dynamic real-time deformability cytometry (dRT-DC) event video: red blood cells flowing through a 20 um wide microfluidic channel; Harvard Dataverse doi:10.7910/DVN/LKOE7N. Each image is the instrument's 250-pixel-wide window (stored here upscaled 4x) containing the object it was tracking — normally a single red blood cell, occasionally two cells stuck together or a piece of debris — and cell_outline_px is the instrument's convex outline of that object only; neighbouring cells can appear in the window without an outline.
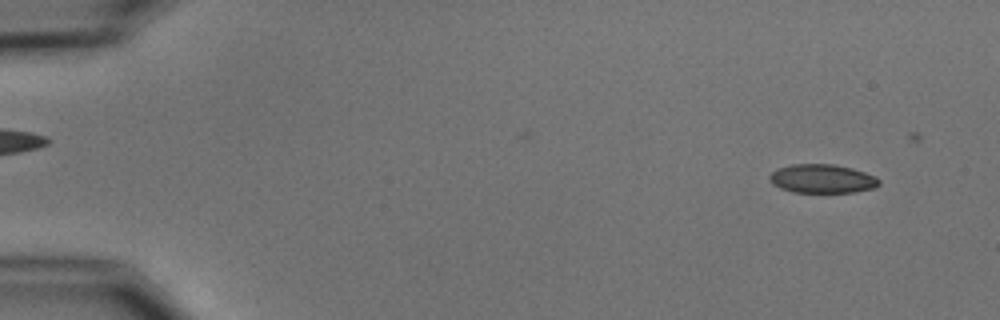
{"species": "common noctule bat (a hibernating species)", "species_latin": "Nyctalus noctula", "temperature_condition": "cold", "stored_images_in_passage": 4, "camera_frame_rate_fps": 3000, "um_per_image_px": 0.085, "animal": {"sex": "male", "body_mass_g": 15.6}, "frame": {"image": 1, "passage_image": 1, "time_ms": 0.0, "image_size_px": [1000, 320], "cell_outline_px": [[880, 184], [876, 188], [856, 192], [792, 192], [780, 188], [772, 184], [768, 180], [768, 176], [772, 172], [780, 168], [792, 164], [836, 164], [852, 168], [876, 176], [880, 180]], "centroid_in_image_um": [69.91, 15.19], "position_along_channel_um": 15.1, "area_um2": 18.55}}